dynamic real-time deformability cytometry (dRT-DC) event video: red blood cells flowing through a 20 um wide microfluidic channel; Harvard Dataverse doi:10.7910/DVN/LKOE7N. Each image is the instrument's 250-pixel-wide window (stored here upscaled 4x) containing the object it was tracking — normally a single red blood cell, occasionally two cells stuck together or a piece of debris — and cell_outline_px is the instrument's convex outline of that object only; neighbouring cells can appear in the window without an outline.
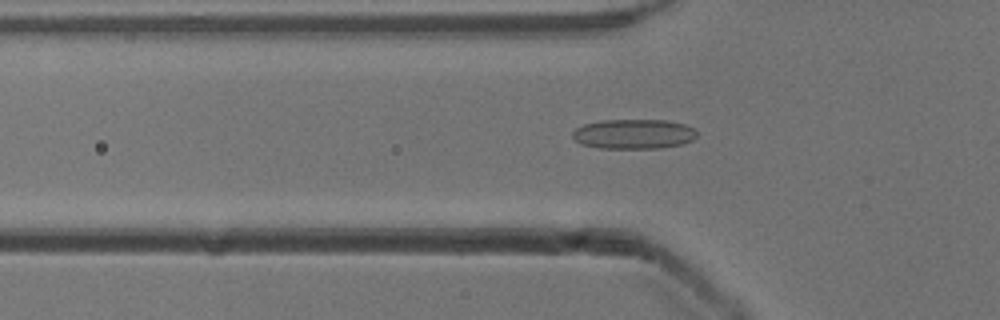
{"species": "common noctule bat (a hibernating species)", "species_latin": "Nyctalus noctula", "temperature_condition": "cold", "stored_images_in_passage": 52, "camera_frame_rate_fps": 3000, "um_per_image_px": 0.085, "animal": {"sex": "male", "body_mass_g": 13.3}, "frame": {"image": 1, "passage_image": 17, "time_ms": 5.333, "image_size_px": [1000, 320], "cell_outline_px": [[696, 136], [692, 140], [684, 144], [660, 148], [600, 148], [580, 144], [572, 136], [572, 132], [576, 128], [584, 124], [600, 120], [668, 120], [684, 124], [692, 128], [696, 132]], "centroid_in_image_um": [53.85, 11.39], "position_along_channel_um": 71.9, "area_um2": 21.62}}
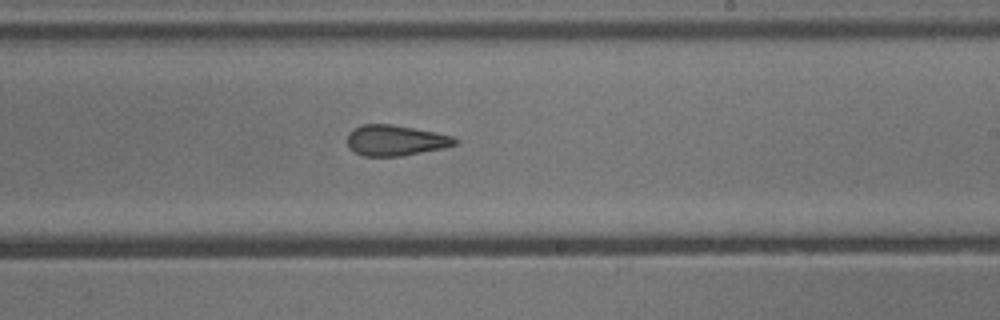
{"frame": {"image": 2, "passage_image": 31, "time_ms": 10.0, "image_size_px": [1000, 320], "cell_outline_px": [[460, 144], [444, 148], [400, 156], [364, 156], [348, 148], [348, 132], [364, 124], [392, 124], [436, 132], [452, 136], [460, 140]], "centroid_in_image_um": [33.67, 11.93], "position_along_channel_um": 255.3, "area_um2": 19.31}}
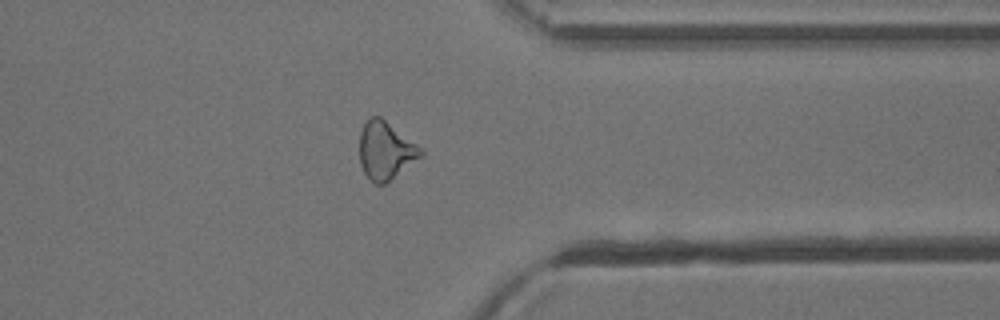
{"frame": {"image": 3, "passage_image": 41, "time_ms": 13.333, "image_size_px": [1000, 320], "cell_outline_px": [[424, 152], [420, 156], [384, 184], [376, 184], [364, 172], [360, 164], [360, 132], [364, 124], [372, 116], [380, 116], [416, 144]], "centroid_in_image_um": [32.73, 12.78], "position_along_channel_um": 378.7, "area_um2": 19.88}, "authors_computed_cell_mechanics": {"area_um2": 20.7791, "velocity_mm_per_s": 3.9048, "shape_relaxation_time_tau1_ms": null, "shape_relaxation_time_tau2_ms": 2.6415, "deformation_change_tau1": null, "deformation_change_tau2": 0.0987}}